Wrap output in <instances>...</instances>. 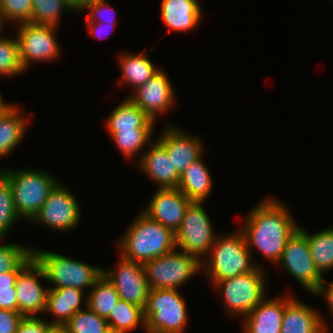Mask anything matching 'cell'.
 I'll return each mask as SVG.
<instances>
[{"label": "cell", "instance_id": "obj_36", "mask_svg": "<svg viewBox=\"0 0 333 333\" xmlns=\"http://www.w3.org/2000/svg\"><path fill=\"white\" fill-rule=\"evenodd\" d=\"M33 0H0L2 23H27L32 18Z\"/></svg>", "mask_w": 333, "mask_h": 333}, {"label": "cell", "instance_id": "obj_48", "mask_svg": "<svg viewBox=\"0 0 333 333\" xmlns=\"http://www.w3.org/2000/svg\"><path fill=\"white\" fill-rule=\"evenodd\" d=\"M105 333H116V332L109 328Z\"/></svg>", "mask_w": 333, "mask_h": 333}, {"label": "cell", "instance_id": "obj_27", "mask_svg": "<svg viewBox=\"0 0 333 333\" xmlns=\"http://www.w3.org/2000/svg\"><path fill=\"white\" fill-rule=\"evenodd\" d=\"M308 240L311 258L318 271L323 275L333 269V228L308 234L302 227L298 228Z\"/></svg>", "mask_w": 333, "mask_h": 333}, {"label": "cell", "instance_id": "obj_14", "mask_svg": "<svg viewBox=\"0 0 333 333\" xmlns=\"http://www.w3.org/2000/svg\"><path fill=\"white\" fill-rule=\"evenodd\" d=\"M44 278L43 268L33 259L19 274L16 280V297L18 312L23 317L36 316L45 312L47 306L48 290L42 287L38 278Z\"/></svg>", "mask_w": 333, "mask_h": 333}, {"label": "cell", "instance_id": "obj_18", "mask_svg": "<svg viewBox=\"0 0 333 333\" xmlns=\"http://www.w3.org/2000/svg\"><path fill=\"white\" fill-rule=\"evenodd\" d=\"M145 152H141L138 163L141 170L159 186V189L177 188L180 175L174 169L165 146L157 139L150 142Z\"/></svg>", "mask_w": 333, "mask_h": 333}, {"label": "cell", "instance_id": "obj_47", "mask_svg": "<svg viewBox=\"0 0 333 333\" xmlns=\"http://www.w3.org/2000/svg\"><path fill=\"white\" fill-rule=\"evenodd\" d=\"M4 28H5V24H3L2 21H1V19H0V34L3 33V29Z\"/></svg>", "mask_w": 333, "mask_h": 333}, {"label": "cell", "instance_id": "obj_22", "mask_svg": "<svg viewBox=\"0 0 333 333\" xmlns=\"http://www.w3.org/2000/svg\"><path fill=\"white\" fill-rule=\"evenodd\" d=\"M83 292L73 287L49 288L45 312L55 316V320L50 322L52 326H64L77 311L83 309L80 306L82 300L87 304V297Z\"/></svg>", "mask_w": 333, "mask_h": 333}, {"label": "cell", "instance_id": "obj_4", "mask_svg": "<svg viewBox=\"0 0 333 333\" xmlns=\"http://www.w3.org/2000/svg\"><path fill=\"white\" fill-rule=\"evenodd\" d=\"M0 172L8 179L14 207L20 217L31 220L48 198L49 193L59 183L51 173L20 169H3Z\"/></svg>", "mask_w": 333, "mask_h": 333}, {"label": "cell", "instance_id": "obj_5", "mask_svg": "<svg viewBox=\"0 0 333 333\" xmlns=\"http://www.w3.org/2000/svg\"><path fill=\"white\" fill-rule=\"evenodd\" d=\"M33 258L43 268L51 288L73 287L84 291L92 288L103 268L69 258L58 253L32 249Z\"/></svg>", "mask_w": 333, "mask_h": 333}, {"label": "cell", "instance_id": "obj_43", "mask_svg": "<svg viewBox=\"0 0 333 333\" xmlns=\"http://www.w3.org/2000/svg\"><path fill=\"white\" fill-rule=\"evenodd\" d=\"M85 23L88 27L89 33L92 34L93 36L95 35V37H97L98 39L102 38V35H100V34H102V32H103V34H104V32L106 34L110 30V28L112 29L115 26V24H103L100 22H85ZM106 29L107 30L109 29V30L107 31Z\"/></svg>", "mask_w": 333, "mask_h": 333}, {"label": "cell", "instance_id": "obj_45", "mask_svg": "<svg viewBox=\"0 0 333 333\" xmlns=\"http://www.w3.org/2000/svg\"><path fill=\"white\" fill-rule=\"evenodd\" d=\"M46 333H67L63 326H51Z\"/></svg>", "mask_w": 333, "mask_h": 333}, {"label": "cell", "instance_id": "obj_3", "mask_svg": "<svg viewBox=\"0 0 333 333\" xmlns=\"http://www.w3.org/2000/svg\"><path fill=\"white\" fill-rule=\"evenodd\" d=\"M251 252L241 229L232 235L216 236L207 256L201 261V270L206 271L213 285L218 281L252 272L261 265L252 263Z\"/></svg>", "mask_w": 333, "mask_h": 333}, {"label": "cell", "instance_id": "obj_7", "mask_svg": "<svg viewBox=\"0 0 333 333\" xmlns=\"http://www.w3.org/2000/svg\"><path fill=\"white\" fill-rule=\"evenodd\" d=\"M265 275L263 267L258 266L252 272L214 284L217 292L220 290L219 293H222L228 314L245 317L266 297Z\"/></svg>", "mask_w": 333, "mask_h": 333}, {"label": "cell", "instance_id": "obj_25", "mask_svg": "<svg viewBox=\"0 0 333 333\" xmlns=\"http://www.w3.org/2000/svg\"><path fill=\"white\" fill-rule=\"evenodd\" d=\"M119 56L118 63H120L122 71L120 82L129 84L133 91L146 83L160 70L148 59L147 54L122 52Z\"/></svg>", "mask_w": 333, "mask_h": 333}, {"label": "cell", "instance_id": "obj_46", "mask_svg": "<svg viewBox=\"0 0 333 333\" xmlns=\"http://www.w3.org/2000/svg\"><path fill=\"white\" fill-rule=\"evenodd\" d=\"M13 104H8L4 102L1 93H0V115L3 114L9 107H11Z\"/></svg>", "mask_w": 333, "mask_h": 333}, {"label": "cell", "instance_id": "obj_8", "mask_svg": "<svg viewBox=\"0 0 333 333\" xmlns=\"http://www.w3.org/2000/svg\"><path fill=\"white\" fill-rule=\"evenodd\" d=\"M176 249L143 263L150 289L178 290L190 277L202 271L201 262L195 256Z\"/></svg>", "mask_w": 333, "mask_h": 333}, {"label": "cell", "instance_id": "obj_44", "mask_svg": "<svg viewBox=\"0 0 333 333\" xmlns=\"http://www.w3.org/2000/svg\"><path fill=\"white\" fill-rule=\"evenodd\" d=\"M98 0H69L70 5L73 11H82L85 10L88 6L94 4Z\"/></svg>", "mask_w": 333, "mask_h": 333}, {"label": "cell", "instance_id": "obj_35", "mask_svg": "<svg viewBox=\"0 0 333 333\" xmlns=\"http://www.w3.org/2000/svg\"><path fill=\"white\" fill-rule=\"evenodd\" d=\"M21 218L14 207L13 194L8 179L0 172V238L11 230Z\"/></svg>", "mask_w": 333, "mask_h": 333}, {"label": "cell", "instance_id": "obj_28", "mask_svg": "<svg viewBox=\"0 0 333 333\" xmlns=\"http://www.w3.org/2000/svg\"><path fill=\"white\" fill-rule=\"evenodd\" d=\"M110 329L116 333L132 332L141 324L145 328L144 310L132 303L119 299L106 319Z\"/></svg>", "mask_w": 333, "mask_h": 333}, {"label": "cell", "instance_id": "obj_2", "mask_svg": "<svg viewBox=\"0 0 333 333\" xmlns=\"http://www.w3.org/2000/svg\"><path fill=\"white\" fill-rule=\"evenodd\" d=\"M140 213L118 240L117 246L124 258L143 264L173 251L176 242L175 233Z\"/></svg>", "mask_w": 333, "mask_h": 333}, {"label": "cell", "instance_id": "obj_30", "mask_svg": "<svg viewBox=\"0 0 333 333\" xmlns=\"http://www.w3.org/2000/svg\"><path fill=\"white\" fill-rule=\"evenodd\" d=\"M64 9L73 12L69 0H33L30 23L58 27Z\"/></svg>", "mask_w": 333, "mask_h": 333}, {"label": "cell", "instance_id": "obj_12", "mask_svg": "<svg viewBox=\"0 0 333 333\" xmlns=\"http://www.w3.org/2000/svg\"><path fill=\"white\" fill-rule=\"evenodd\" d=\"M81 210L69 188L58 183L30 221L43 223L55 231H68L76 228L80 222Z\"/></svg>", "mask_w": 333, "mask_h": 333}, {"label": "cell", "instance_id": "obj_10", "mask_svg": "<svg viewBox=\"0 0 333 333\" xmlns=\"http://www.w3.org/2000/svg\"><path fill=\"white\" fill-rule=\"evenodd\" d=\"M308 292L314 294L324 280L311 258L307 237L298 229L288 240L277 263Z\"/></svg>", "mask_w": 333, "mask_h": 333}, {"label": "cell", "instance_id": "obj_20", "mask_svg": "<svg viewBox=\"0 0 333 333\" xmlns=\"http://www.w3.org/2000/svg\"><path fill=\"white\" fill-rule=\"evenodd\" d=\"M318 312L294 297L286 304L280 333H326Z\"/></svg>", "mask_w": 333, "mask_h": 333}, {"label": "cell", "instance_id": "obj_37", "mask_svg": "<svg viewBox=\"0 0 333 333\" xmlns=\"http://www.w3.org/2000/svg\"><path fill=\"white\" fill-rule=\"evenodd\" d=\"M107 3L106 0H98L94 4L88 6L85 10L88 12L85 22H100L103 24H115L116 20L114 19V15H112L110 12L113 9H111V5ZM112 17H111V15ZM115 14V13H114ZM105 15V16H103Z\"/></svg>", "mask_w": 333, "mask_h": 333}, {"label": "cell", "instance_id": "obj_29", "mask_svg": "<svg viewBox=\"0 0 333 333\" xmlns=\"http://www.w3.org/2000/svg\"><path fill=\"white\" fill-rule=\"evenodd\" d=\"M119 299L115 286L102 274L87 295V307L107 319Z\"/></svg>", "mask_w": 333, "mask_h": 333}, {"label": "cell", "instance_id": "obj_1", "mask_svg": "<svg viewBox=\"0 0 333 333\" xmlns=\"http://www.w3.org/2000/svg\"><path fill=\"white\" fill-rule=\"evenodd\" d=\"M242 232L247 246L256 248L269 262L277 266L287 240L299 226L284 204L266 198L246 216Z\"/></svg>", "mask_w": 333, "mask_h": 333}, {"label": "cell", "instance_id": "obj_13", "mask_svg": "<svg viewBox=\"0 0 333 333\" xmlns=\"http://www.w3.org/2000/svg\"><path fill=\"white\" fill-rule=\"evenodd\" d=\"M118 268L103 269V275L115 286L119 298L141 307H146L150 287L142 263L124 258L120 254Z\"/></svg>", "mask_w": 333, "mask_h": 333}, {"label": "cell", "instance_id": "obj_9", "mask_svg": "<svg viewBox=\"0 0 333 333\" xmlns=\"http://www.w3.org/2000/svg\"><path fill=\"white\" fill-rule=\"evenodd\" d=\"M202 204L197 201L189 204L175 233L176 248L195 256L200 262L207 256L217 236Z\"/></svg>", "mask_w": 333, "mask_h": 333}, {"label": "cell", "instance_id": "obj_26", "mask_svg": "<svg viewBox=\"0 0 333 333\" xmlns=\"http://www.w3.org/2000/svg\"><path fill=\"white\" fill-rule=\"evenodd\" d=\"M16 105L0 115V158L12 152L23 139L29 122Z\"/></svg>", "mask_w": 333, "mask_h": 333}, {"label": "cell", "instance_id": "obj_33", "mask_svg": "<svg viewBox=\"0 0 333 333\" xmlns=\"http://www.w3.org/2000/svg\"><path fill=\"white\" fill-rule=\"evenodd\" d=\"M0 34V75L14 76L24 73L19 53L17 37H4Z\"/></svg>", "mask_w": 333, "mask_h": 333}, {"label": "cell", "instance_id": "obj_38", "mask_svg": "<svg viewBox=\"0 0 333 333\" xmlns=\"http://www.w3.org/2000/svg\"><path fill=\"white\" fill-rule=\"evenodd\" d=\"M51 326L49 321L38 316L23 317L18 324L16 333H46Z\"/></svg>", "mask_w": 333, "mask_h": 333}, {"label": "cell", "instance_id": "obj_34", "mask_svg": "<svg viewBox=\"0 0 333 333\" xmlns=\"http://www.w3.org/2000/svg\"><path fill=\"white\" fill-rule=\"evenodd\" d=\"M121 154L131 158L138 154L145 145L150 144L152 131L108 132ZM148 142V143H147Z\"/></svg>", "mask_w": 333, "mask_h": 333}, {"label": "cell", "instance_id": "obj_40", "mask_svg": "<svg viewBox=\"0 0 333 333\" xmlns=\"http://www.w3.org/2000/svg\"><path fill=\"white\" fill-rule=\"evenodd\" d=\"M0 309L18 311L16 286L11 287V290L0 291Z\"/></svg>", "mask_w": 333, "mask_h": 333}, {"label": "cell", "instance_id": "obj_15", "mask_svg": "<svg viewBox=\"0 0 333 333\" xmlns=\"http://www.w3.org/2000/svg\"><path fill=\"white\" fill-rule=\"evenodd\" d=\"M161 69L146 83L133 91L128 98L144 111L153 121L172 107L175 93L171 80Z\"/></svg>", "mask_w": 333, "mask_h": 333}, {"label": "cell", "instance_id": "obj_39", "mask_svg": "<svg viewBox=\"0 0 333 333\" xmlns=\"http://www.w3.org/2000/svg\"><path fill=\"white\" fill-rule=\"evenodd\" d=\"M22 318L18 311L0 309V333H16Z\"/></svg>", "mask_w": 333, "mask_h": 333}, {"label": "cell", "instance_id": "obj_17", "mask_svg": "<svg viewBox=\"0 0 333 333\" xmlns=\"http://www.w3.org/2000/svg\"><path fill=\"white\" fill-rule=\"evenodd\" d=\"M159 137L172 159L174 169L181 176L185 169L203 156V144L198 137L183 132L177 127L168 126Z\"/></svg>", "mask_w": 333, "mask_h": 333}, {"label": "cell", "instance_id": "obj_32", "mask_svg": "<svg viewBox=\"0 0 333 333\" xmlns=\"http://www.w3.org/2000/svg\"><path fill=\"white\" fill-rule=\"evenodd\" d=\"M33 259L32 249L27 246L18 243L0 244V274L22 271Z\"/></svg>", "mask_w": 333, "mask_h": 333}, {"label": "cell", "instance_id": "obj_42", "mask_svg": "<svg viewBox=\"0 0 333 333\" xmlns=\"http://www.w3.org/2000/svg\"><path fill=\"white\" fill-rule=\"evenodd\" d=\"M21 271H7L0 274V291L11 290L16 285L18 274Z\"/></svg>", "mask_w": 333, "mask_h": 333}, {"label": "cell", "instance_id": "obj_31", "mask_svg": "<svg viewBox=\"0 0 333 333\" xmlns=\"http://www.w3.org/2000/svg\"><path fill=\"white\" fill-rule=\"evenodd\" d=\"M67 333H105L108 329L106 319L98 316L87 304L77 311L63 326Z\"/></svg>", "mask_w": 333, "mask_h": 333}, {"label": "cell", "instance_id": "obj_21", "mask_svg": "<svg viewBox=\"0 0 333 333\" xmlns=\"http://www.w3.org/2000/svg\"><path fill=\"white\" fill-rule=\"evenodd\" d=\"M198 0H162L161 17L169 31L189 32L201 21L202 10Z\"/></svg>", "mask_w": 333, "mask_h": 333}, {"label": "cell", "instance_id": "obj_41", "mask_svg": "<svg viewBox=\"0 0 333 333\" xmlns=\"http://www.w3.org/2000/svg\"><path fill=\"white\" fill-rule=\"evenodd\" d=\"M326 279H324L321 283H320V287L319 289L314 293V295L316 296H324L325 301H327L328 307H329V311L331 312V314H333V281H331L327 287V285H325L324 281Z\"/></svg>", "mask_w": 333, "mask_h": 333}, {"label": "cell", "instance_id": "obj_19", "mask_svg": "<svg viewBox=\"0 0 333 333\" xmlns=\"http://www.w3.org/2000/svg\"><path fill=\"white\" fill-rule=\"evenodd\" d=\"M264 298L244 317V333H280L286 304L293 298L286 296Z\"/></svg>", "mask_w": 333, "mask_h": 333}, {"label": "cell", "instance_id": "obj_16", "mask_svg": "<svg viewBox=\"0 0 333 333\" xmlns=\"http://www.w3.org/2000/svg\"><path fill=\"white\" fill-rule=\"evenodd\" d=\"M191 202L178 188H158L142 213L176 233Z\"/></svg>", "mask_w": 333, "mask_h": 333}, {"label": "cell", "instance_id": "obj_11", "mask_svg": "<svg viewBox=\"0 0 333 333\" xmlns=\"http://www.w3.org/2000/svg\"><path fill=\"white\" fill-rule=\"evenodd\" d=\"M17 26L20 60L25 71L32 61H51L60 56L61 48L55 36L58 27L30 22Z\"/></svg>", "mask_w": 333, "mask_h": 333}, {"label": "cell", "instance_id": "obj_6", "mask_svg": "<svg viewBox=\"0 0 333 333\" xmlns=\"http://www.w3.org/2000/svg\"><path fill=\"white\" fill-rule=\"evenodd\" d=\"M144 319L146 333H183L186 302L177 289H150Z\"/></svg>", "mask_w": 333, "mask_h": 333}, {"label": "cell", "instance_id": "obj_24", "mask_svg": "<svg viewBox=\"0 0 333 333\" xmlns=\"http://www.w3.org/2000/svg\"><path fill=\"white\" fill-rule=\"evenodd\" d=\"M212 179L202 157L181 174L178 189L191 201L204 202L211 195Z\"/></svg>", "mask_w": 333, "mask_h": 333}, {"label": "cell", "instance_id": "obj_23", "mask_svg": "<svg viewBox=\"0 0 333 333\" xmlns=\"http://www.w3.org/2000/svg\"><path fill=\"white\" fill-rule=\"evenodd\" d=\"M154 125L155 121L129 98H125V100L118 104L106 121L108 132L154 131Z\"/></svg>", "mask_w": 333, "mask_h": 333}]
</instances>
